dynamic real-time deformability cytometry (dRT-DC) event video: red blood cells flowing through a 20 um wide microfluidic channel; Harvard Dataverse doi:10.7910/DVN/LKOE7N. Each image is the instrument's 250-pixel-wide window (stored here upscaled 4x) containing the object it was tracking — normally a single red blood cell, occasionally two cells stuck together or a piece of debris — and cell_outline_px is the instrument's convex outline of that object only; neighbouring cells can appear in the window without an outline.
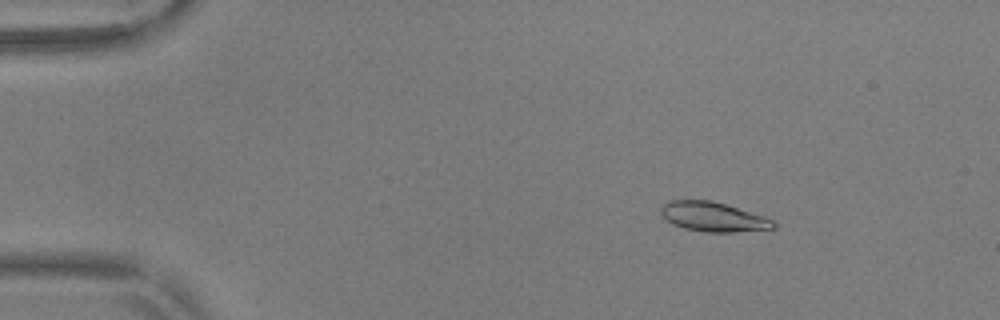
{"species": "common noctule bat (a hibernating species)", "species_latin": "Nyctalus noctula", "temperature_condition": "warm", "stored_images_in_passage": 56, "camera_frame_rate_fps": 3000, "um_per_image_px": 0.085, "animal": {"sex": "male", "body_mass_g": 17.9, "forearm_length_mm": 54.2}, "frame": {"image": 1, "passage_image": 9, "time_ms": 2.667, "image_size_px": [1000, 320], "cell_outline_px": [[776, 228], [736, 232], [704, 232], [684, 228], [672, 224], [664, 220], [660, 212], [660, 208], [668, 200], [712, 200], [764, 216], [772, 220], [776, 224]], "centroid_in_image_um": [60.58, 18.43], "position_along_channel_um": 24.4, "area_um2": 19.48}}
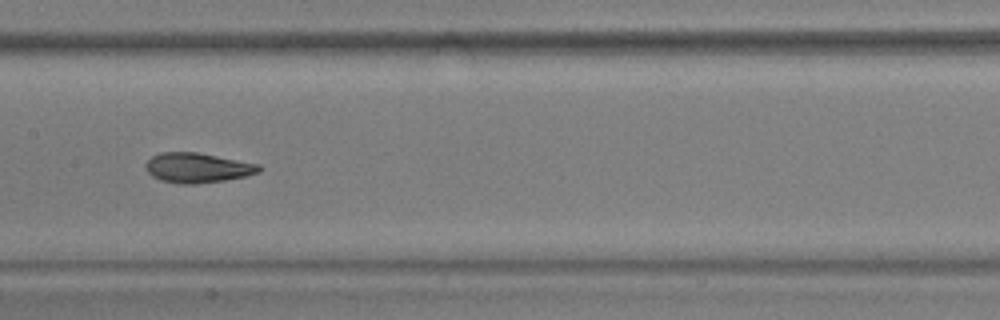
{"frame": {"image": 2, "passage_image": 29, "time_ms": 9.333, "image_size_px": [1000, 320], "cell_outline_px": [[260, 172], [244, 176], [224, 180], [192, 184], [180, 184], [160, 180], [152, 176], [148, 172], [144, 164], [152, 156], [160, 152], [196, 152], [260, 164]], "centroid_in_image_um": [16.75, 14.26], "position_along_channel_um": 190.6, "area_um2": 19.59}}
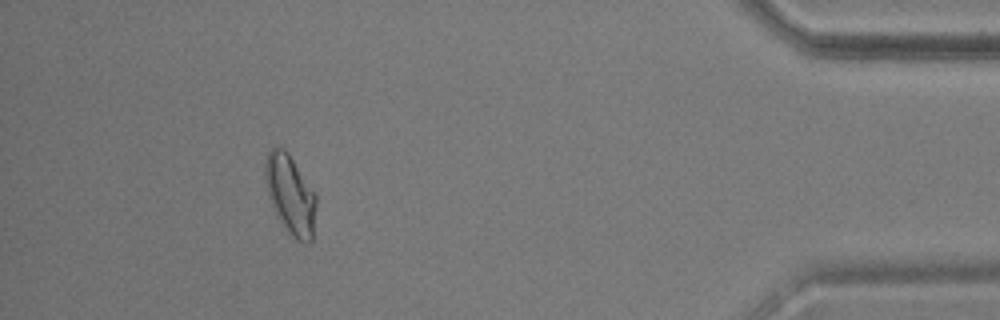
{"frame": {"image": 3, "passage_image": 51, "time_ms": 16.667, "image_size_px": [1000, 320], "cell_outline_px": [[316, 208], [312, 240], [308, 244], [304, 244], [296, 240], [284, 228], [276, 216], [268, 196], [264, 176], [264, 164], [268, 152], [276, 144], [284, 148], [288, 152], [316, 192]], "centroid_in_image_um": [24.68, 16.53], "position_along_channel_um": 410.5, "area_um2": 24.22}, "authors_computed_cell_mechanics": {"area_um2": 19.7676, "velocity_mm_per_s": 3.6968, "shape_relaxation_time_tau1_ms": 6.3945, "shape_relaxation_time_tau2_ms": 1.3878, "deformation_change_tau1": 0.1804, "deformation_change_tau2": 0.0662}}